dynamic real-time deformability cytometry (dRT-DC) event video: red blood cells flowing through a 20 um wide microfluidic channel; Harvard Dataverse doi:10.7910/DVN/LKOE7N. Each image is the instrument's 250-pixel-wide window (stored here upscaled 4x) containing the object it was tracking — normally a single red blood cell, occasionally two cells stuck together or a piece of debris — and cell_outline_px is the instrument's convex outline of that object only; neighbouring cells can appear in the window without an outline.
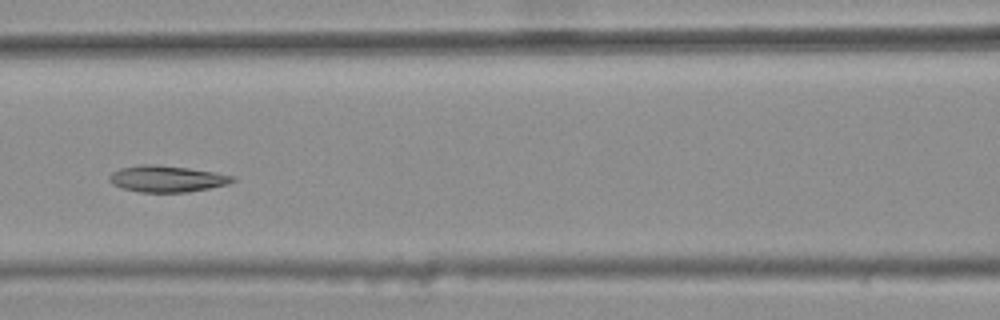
{"species": "common noctule bat (a hibernating species)", "species_latin": "Nyctalus noctula", "temperature_condition": "warm", "stored_images_in_passage": 9, "camera_frame_rate_fps": 3000, "um_per_image_px": 0.085, "animal": {"sex": "female", "body_mass_g": 25.1}, "frame": {"image": 1, "passage_image": 7, "time_ms": 2.0, "image_size_px": [1000, 320], "cell_outline_px": [[236, 180], [228, 184], [188, 192], [140, 192], [124, 188], [112, 184], [108, 180], [108, 176], [112, 172], [120, 168], [144, 164], [152, 164], [188, 168], [236, 176]], "centroid_in_image_um": [14.17, 15.2], "position_along_channel_um": 152.4, "area_um2": 18.84}}
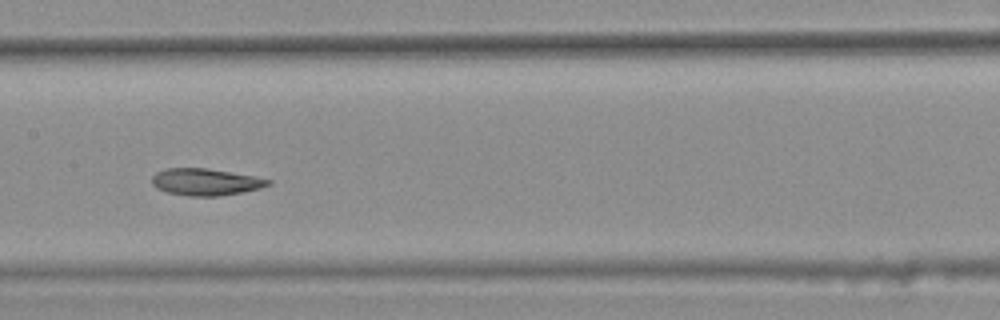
{"frame": {"image": 2, "passage_image": 8, "time_ms": 2.333, "image_size_px": [1000, 320], "cell_outline_px": [[272, 184], [260, 188], [220, 196], [188, 196], [168, 192], [156, 188], [152, 184], [152, 176], [156, 172], [168, 168], [208, 168], [252, 176], [272, 180]], "centroid_in_image_um": [17.46, 15.46], "position_along_channel_um": 189.9, "area_um2": 18.09}}
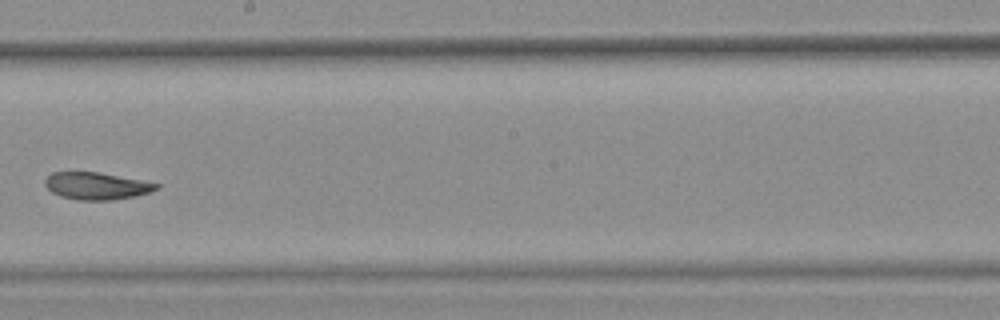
{"frame": {"image": 3, "passage_image": 9, "time_ms": 2.667, "image_size_px": [1000, 320], "cell_outline_px": [[160, 188], [148, 192], [132, 196], [112, 200], [80, 200], [60, 196], [52, 192], [44, 184], [44, 180], [52, 172], [96, 172], [140, 180], [160, 184]], "centroid_in_image_um": [8.17, 15.8], "position_along_channel_um": 240.0, "area_um2": 17.34}}